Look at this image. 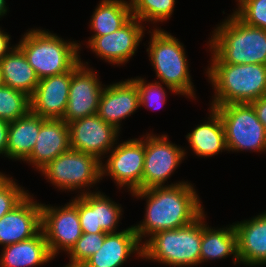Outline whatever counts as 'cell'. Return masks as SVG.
Returning a JSON list of instances; mask_svg holds the SVG:
<instances>
[{
	"label": "cell",
	"mask_w": 266,
	"mask_h": 267,
	"mask_svg": "<svg viewBox=\"0 0 266 267\" xmlns=\"http://www.w3.org/2000/svg\"><path fill=\"white\" fill-rule=\"evenodd\" d=\"M81 60L69 71L39 80L30 97V111L45 119H62L65 114L72 73Z\"/></svg>",
	"instance_id": "cell-16"
},
{
	"label": "cell",
	"mask_w": 266,
	"mask_h": 267,
	"mask_svg": "<svg viewBox=\"0 0 266 267\" xmlns=\"http://www.w3.org/2000/svg\"><path fill=\"white\" fill-rule=\"evenodd\" d=\"M259 121L263 124L266 130V95L251 102Z\"/></svg>",
	"instance_id": "cell-34"
},
{
	"label": "cell",
	"mask_w": 266,
	"mask_h": 267,
	"mask_svg": "<svg viewBox=\"0 0 266 267\" xmlns=\"http://www.w3.org/2000/svg\"><path fill=\"white\" fill-rule=\"evenodd\" d=\"M145 157L142 175V190L151 187L174 186L184 183L164 185L185 157V149L171 143L167 135L146 134L144 137Z\"/></svg>",
	"instance_id": "cell-9"
},
{
	"label": "cell",
	"mask_w": 266,
	"mask_h": 267,
	"mask_svg": "<svg viewBox=\"0 0 266 267\" xmlns=\"http://www.w3.org/2000/svg\"><path fill=\"white\" fill-rule=\"evenodd\" d=\"M30 111V97L11 87L0 86V119L7 122L25 116Z\"/></svg>",
	"instance_id": "cell-28"
},
{
	"label": "cell",
	"mask_w": 266,
	"mask_h": 267,
	"mask_svg": "<svg viewBox=\"0 0 266 267\" xmlns=\"http://www.w3.org/2000/svg\"><path fill=\"white\" fill-rule=\"evenodd\" d=\"M41 230L53 258L59 250L68 254L82 236L78 207L73 202L64 207L41 204Z\"/></svg>",
	"instance_id": "cell-11"
},
{
	"label": "cell",
	"mask_w": 266,
	"mask_h": 267,
	"mask_svg": "<svg viewBox=\"0 0 266 267\" xmlns=\"http://www.w3.org/2000/svg\"><path fill=\"white\" fill-rule=\"evenodd\" d=\"M139 92V105L150 109H159L166 101V92L162 83H147L144 78H132Z\"/></svg>",
	"instance_id": "cell-33"
},
{
	"label": "cell",
	"mask_w": 266,
	"mask_h": 267,
	"mask_svg": "<svg viewBox=\"0 0 266 267\" xmlns=\"http://www.w3.org/2000/svg\"><path fill=\"white\" fill-rule=\"evenodd\" d=\"M222 119L228 151H266V130L251 103L212 107Z\"/></svg>",
	"instance_id": "cell-7"
},
{
	"label": "cell",
	"mask_w": 266,
	"mask_h": 267,
	"mask_svg": "<svg viewBox=\"0 0 266 267\" xmlns=\"http://www.w3.org/2000/svg\"><path fill=\"white\" fill-rule=\"evenodd\" d=\"M81 64L71 77L68 104L62 120L67 124L97 114L99 100L104 89L93 69Z\"/></svg>",
	"instance_id": "cell-15"
},
{
	"label": "cell",
	"mask_w": 266,
	"mask_h": 267,
	"mask_svg": "<svg viewBox=\"0 0 266 267\" xmlns=\"http://www.w3.org/2000/svg\"><path fill=\"white\" fill-rule=\"evenodd\" d=\"M27 191L11 178L0 172V218L10 212L26 196Z\"/></svg>",
	"instance_id": "cell-32"
},
{
	"label": "cell",
	"mask_w": 266,
	"mask_h": 267,
	"mask_svg": "<svg viewBox=\"0 0 266 267\" xmlns=\"http://www.w3.org/2000/svg\"><path fill=\"white\" fill-rule=\"evenodd\" d=\"M132 17L141 22H163L171 17L175 0H130Z\"/></svg>",
	"instance_id": "cell-29"
},
{
	"label": "cell",
	"mask_w": 266,
	"mask_h": 267,
	"mask_svg": "<svg viewBox=\"0 0 266 267\" xmlns=\"http://www.w3.org/2000/svg\"><path fill=\"white\" fill-rule=\"evenodd\" d=\"M41 231V203L27 195L0 218V245L3 247L32 238Z\"/></svg>",
	"instance_id": "cell-17"
},
{
	"label": "cell",
	"mask_w": 266,
	"mask_h": 267,
	"mask_svg": "<svg viewBox=\"0 0 266 267\" xmlns=\"http://www.w3.org/2000/svg\"><path fill=\"white\" fill-rule=\"evenodd\" d=\"M13 47L0 60L2 83L31 97L37 88L39 78L28 63L22 50L17 45Z\"/></svg>",
	"instance_id": "cell-25"
},
{
	"label": "cell",
	"mask_w": 266,
	"mask_h": 267,
	"mask_svg": "<svg viewBox=\"0 0 266 267\" xmlns=\"http://www.w3.org/2000/svg\"><path fill=\"white\" fill-rule=\"evenodd\" d=\"M142 258V244L134 226L126 230L107 233L101 248L81 267H121L131 254Z\"/></svg>",
	"instance_id": "cell-20"
},
{
	"label": "cell",
	"mask_w": 266,
	"mask_h": 267,
	"mask_svg": "<svg viewBox=\"0 0 266 267\" xmlns=\"http://www.w3.org/2000/svg\"><path fill=\"white\" fill-rule=\"evenodd\" d=\"M70 148L96 156L100 161L117 144L120 133L97 114L75 120L69 124ZM116 141V143H115ZM102 157V158H101Z\"/></svg>",
	"instance_id": "cell-12"
},
{
	"label": "cell",
	"mask_w": 266,
	"mask_h": 267,
	"mask_svg": "<svg viewBox=\"0 0 266 267\" xmlns=\"http://www.w3.org/2000/svg\"><path fill=\"white\" fill-rule=\"evenodd\" d=\"M234 13L246 24L266 30V0H239Z\"/></svg>",
	"instance_id": "cell-31"
},
{
	"label": "cell",
	"mask_w": 266,
	"mask_h": 267,
	"mask_svg": "<svg viewBox=\"0 0 266 267\" xmlns=\"http://www.w3.org/2000/svg\"><path fill=\"white\" fill-rule=\"evenodd\" d=\"M212 33L211 63L266 65V30L244 23L233 12Z\"/></svg>",
	"instance_id": "cell-2"
},
{
	"label": "cell",
	"mask_w": 266,
	"mask_h": 267,
	"mask_svg": "<svg viewBox=\"0 0 266 267\" xmlns=\"http://www.w3.org/2000/svg\"><path fill=\"white\" fill-rule=\"evenodd\" d=\"M210 111L209 121L197 125L186 135L190 149L199 157H212L223 150L228 151L222 119L214 108L210 107Z\"/></svg>",
	"instance_id": "cell-23"
},
{
	"label": "cell",
	"mask_w": 266,
	"mask_h": 267,
	"mask_svg": "<svg viewBox=\"0 0 266 267\" xmlns=\"http://www.w3.org/2000/svg\"><path fill=\"white\" fill-rule=\"evenodd\" d=\"M130 1L102 0L90 19L92 36H103L115 32L132 18Z\"/></svg>",
	"instance_id": "cell-27"
},
{
	"label": "cell",
	"mask_w": 266,
	"mask_h": 267,
	"mask_svg": "<svg viewBox=\"0 0 266 267\" xmlns=\"http://www.w3.org/2000/svg\"><path fill=\"white\" fill-rule=\"evenodd\" d=\"M144 29L142 22L132 17L115 32L103 36H91L88 46L102 60L120 66L135 55L144 36Z\"/></svg>",
	"instance_id": "cell-14"
},
{
	"label": "cell",
	"mask_w": 266,
	"mask_h": 267,
	"mask_svg": "<svg viewBox=\"0 0 266 267\" xmlns=\"http://www.w3.org/2000/svg\"><path fill=\"white\" fill-rule=\"evenodd\" d=\"M132 196L147 200L145 218L134 226L141 244L143 237L186 226L204 212L198 194L187 181L174 186L136 190Z\"/></svg>",
	"instance_id": "cell-1"
},
{
	"label": "cell",
	"mask_w": 266,
	"mask_h": 267,
	"mask_svg": "<svg viewBox=\"0 0 266 267\" xmlns=\"http://www.w3.org/2000/svg\"><path fill=\"white\" fill-rule=\"evenodd\" d=\"M69 149V125L62 119H45L41 117V127L37 142L25 161L41 171L57 156Z\"/></svg>",
	"instance_id": "cell-19"
},
{
	"label": "cell",
	"mask_w": 266,
	"mask_h": 267,
	"mask_svg": "<svg viewBox=\"0 0 266 267\" xmlns=\"http://www.w3.org/2000/svg\"><path fill=\"white\" fill-rule=\"evenodd\" d=\"M41 127V116L29 111L9 122L6 157L25 161L31 154Z\"/></svg>",
	"instance_id": "cell-24"
},
{
	"label": "cell",
	"mask_w": 266,
	"mask_h": 267,
	"mask_svg": "<svg viewBox=\"0 0 266 267\" xmlns=\"http://www.w3.org/2000/svg\"><path fill=\"white\" fill-rule=\"evenodd\" d=\"M206 72L215 90L211 107L251 103L266 95V65L210 63Z\"/></svg>",
	"instance_id": "cell-3"
},
{
	"label": "cell",
	"mask_w": 266,
	"mask_h": 267,
	"mask_svg": "<svg viewBox=\"0 0 266 267\" xmlns=\"http://www.w3.org/2000/svg\"><path fill=\"white\" fill-rule=\"evenodd\" d=\"M18 43L39 80L65 73L81 60L78 55L81 44L46 30L31 29Z\"/></svg>",
	"instance_id": "cell-4"
},
{
	"label": "cell",
	"mask_w": 266,
	"mask_h": 267,
	"mask_svg": "<svg viewBox=\"0 0 266 267\" xmlns=\"http://www.w3.org/2000/svg\"><path fill=\"white\" fill-rule=\"evenodd\" d=\"M205 216L203 212L200 264L208 260L224 259L230 255H233L234 265L240 263L237 254V236L234 224L216 230L204 223Z\"/></svg>",
	"instance_id": "cell-26"
},
{
	"label": "cell",
	"mask_w": 266,
	"mask_h": 267,
	"mask_svg": "<svg viewBox=\"0 0 266 267\" xmlns=\"http://www.w3.org/2000/svg\"><path fill=\"white\" fill-rule=\"evenodd\" d=\"M78 207L82 233H114L122 208L99 191L79 194L71 200Z\"/></svg>",
	"instance_id": "cell-13"
},
{
	"label": "cell",
	"mask_w": 266,
	"mask_h": 267,
	"mask_svg": "<svg viewBox=\"0 0 266 267\" xmlns=\"http://www.w3.org/2000/svg\"><path fill=\"white\" fill-rule=\"evenodd\" d=\"M240 263L266 265V211L250 220L233 223Z\"/></svg>",
	"instance_id": "cell-21"
},
{
	"label": "cell",
	"mask_w": 266,
	"mask_h": 267,
	"mask_svg": "<svg viewBox=\"0 0 266 267\" xmlns=\"http://www.w3.org/2000/svg\"><path fill=\"white\" fill-rule=\"evenodd\" d=\"M144 138L130 139L118 143L107 156V162H101V178L110 175L119 187H127L131 193L142 190L145 147Z\"/></svg>",
	"instance_id": "cell-10"
},
{
	"label": "cell",
	"mask_w": 266,
	"mask_h": 267,
	"mask_svg": "<svg viewBox=\"0 0 266 267\" xmlns=\"http://www.w3.org/2000/svg\"><path fill=\"white\" fill-rule=\"evenodd\" d=\"M202 214L190 224L153 234L142 244V259L172 267L200 264Z\"/></svg>",
	"instance_id": "cell-5"
},
{
	"label": "cell",
	"mask_w": 266,
	"mask_h": 267,
	"mask_svg": "<svg viewBox=\"0 0 266 267\" xmlns=\"http://www.w3.org/2000/svg\"><path fill=\"white\" fill-rule=\"evenodd\" d=\"M7 12V6L5 0H0V18Z\"/></svg>",
	"instance_id": "cell-37"
},
{
	"label": "cell",
	"mask_w": 266,
	"mask_h": 267,
	"mask_svg": "<svg viewBox=\"0 0 266 267\" xmlns=\"http://www.w3.org/2000/svg\"><path fill=\"white\" fill-rule=\"evenodd\" d=\"M3 83H2V77H1V72H0V86H2Z\"/></svg>",
	"instance_id": "cell-38"
},
{
	"label": "cell",
	"mask_w": 266,
	"mask_h": 267,
	"mask_svg": "<svg viewBox=\"0 0 266 267\" xmlns=\"http://www.w3.org/2000/svg\"><path fill=\"white\" fill-rule=\"evenodd\" d=\"M150 33L147 52L157 78L173 93L196 98L184 45L162 29Z\"/></svg>",
	"instance_id": "cell-6"
},
{
	"label": "cell",
	"mask_w": 266,
	"mask_h": 267,
	"mask_svg": "<svg viewBox=\"0 0 266 267\" xmlns=\"http://www.w3.org/2000/svg\"><path fill=\"white\" fill-rule=\"evenodd\" d=\"M0 267H36L53 260L41 230L30 239L3 247Z\"/></svg>",
	"instance_id": "cell-22"
},
{
	"label": "cell",
	"mask_w": 266,
	"mask_h": 267,
	"mask_svg": "<svg viewBox=\"0 0 266 267\" xmlns=\"http://www.w3.org/2000/svg\"><path fill=\"white\" fill-rule=\"evenodd\" d=\"M139 105V92L132 79L105 87L99 100L97 115L120 130V122L133 114Z\"/></svg>",
	"instance_id": "cell-18"
},
{
	"label": "cell",
	"mask_w": 266,
	"mask_h": 267,
	"mask_svg": "<svg viewBox=\"0 0 266 267\" xmlns=\"http://www.w3.org/2000/svg\"><path fill=\"white\" fill-rule=\"evenodd\" d=\"M9 122L0 119V154L6 157Z\"/></svg>",
	"instance_id": "cell-35"
},
{
	"label": "cell",
	"mask_w": 266,
	"mask_h": 267,
	"mask_svg": "<svg viewBox=\"0 0 266 267\" xmlns=\"http://www.w3.org/2000/svg\"><path fill=\"white\" fill-rule=\"evenodd\" d=\"M10 38V35L4 31H1L0 28V60L13 49V47H10L9 45Z\"/></svg>",
	"instance_id": "cell-36"
},
{
	"label": "cell",
	"mask_w": 266,
	"mask_h": 267,
	"mask_svg": "<svg viewBox=\"0 0 266 267\" xmlns=\"http://www.w3.org/2000/svg\"><path fill=\"white\" fill-rule=\"evenodd\" d=\"M101 162L96 156L69 149L52 160L41 170L46 180L59 190L74 191L81 189V194L87 193L82 190L85 187H92L100 181Z\"/></svg>",
	"instance_id": "cell-8"
},
{
	"label": "cell",
	"mask_w": 266,
	"mask_h": 267,
	"mask_svg": "<svg viewBox=\"0 0 266 267\" xmlns=\"http://www.w3.org/2000/svg\"><path fill=\"white\" fill-rule=\"evenodd\" d=\"M107 233H82L74 247L68 253L70 263L65 267H81L102 246Z\"/></svg>",
	"instance_id": "cell-30"
}]
</instances>
